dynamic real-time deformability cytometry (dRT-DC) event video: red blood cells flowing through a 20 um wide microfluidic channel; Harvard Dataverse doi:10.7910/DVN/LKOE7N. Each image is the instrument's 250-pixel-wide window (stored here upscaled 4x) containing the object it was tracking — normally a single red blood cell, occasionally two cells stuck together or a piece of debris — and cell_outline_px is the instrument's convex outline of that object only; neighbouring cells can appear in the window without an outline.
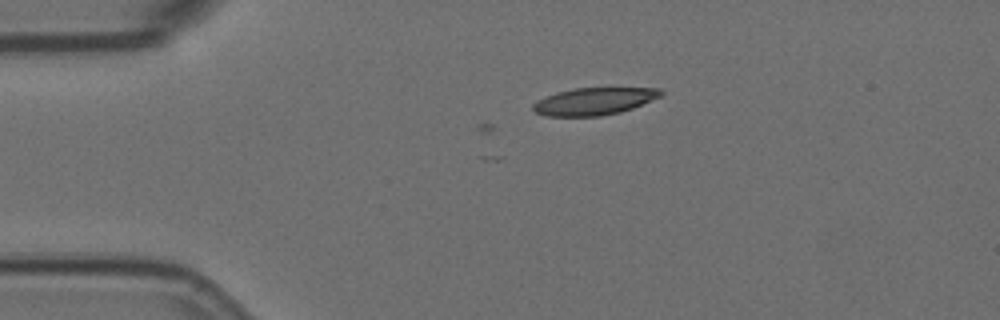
{"species": "Egyptian fruit bat (a non-hibernating species)", "species_latin": "Rousettus aegyptiacus", "temperature_condition": "room temperature", "stored_images_in_passage": 17, "camera_frame_rate_fps": 3000, "um_per_image_px": 0.085, "animal": {"sex": "female"}, "frame": {"image": 1, "passage_image": 17, "time_ms": 5.333, "image_size_px": [1000, 320], "cell_outline_px": [[664, 92], [660, 96], [632, 108], [620, 112], [600, 116], [548, 116], [536, 112], [532, 108], [532, 104], [536, 100], [556, 92], [572, 88], [660, 88]], "centroid_in_image_um": [50.46, 8.6], "position_along_channel_um": 34.5, "area_um2": 20.23}}